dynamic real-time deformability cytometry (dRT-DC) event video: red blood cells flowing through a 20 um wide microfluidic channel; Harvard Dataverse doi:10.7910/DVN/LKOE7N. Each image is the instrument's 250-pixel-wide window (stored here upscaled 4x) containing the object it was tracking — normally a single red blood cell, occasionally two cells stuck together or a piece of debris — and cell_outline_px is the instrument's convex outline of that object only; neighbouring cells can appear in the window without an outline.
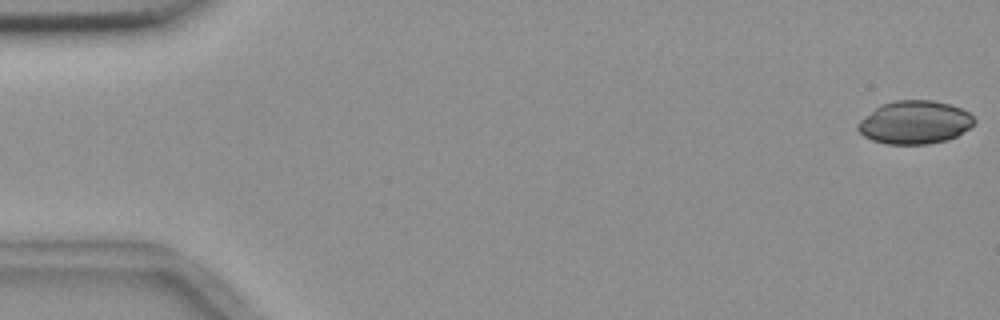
{"species": "common noctule bat (a hibernating species)", "species_latin": "Nyctalus noctula", "temperature_condition": "room temperature", "stored_images_in_passage": 6, "camera_frame_rate_fps": 3000, "um_per_image_px": 0.085, "animal": {"sex": "female", "body_mass_g": 18.4}, "frame": {"image": 1, "passage_image": 1, "time_ms": 0.0, "image_size_px": [1000, 320], "cell_outline_px": [[976, 120], [968, 128], [956, 136], [944, 140], [928, 144], [888, 144], [872, 140], [864, 136], [856, 128], [856, 124], [864, 116], [880, 104], [896, 100], [932, 100], [952, 104], [968, 112]], "centroid_in_image_um": [77.72, 10.39], "position_along_channel_um": 7.3, "area_um2": 29.25}}
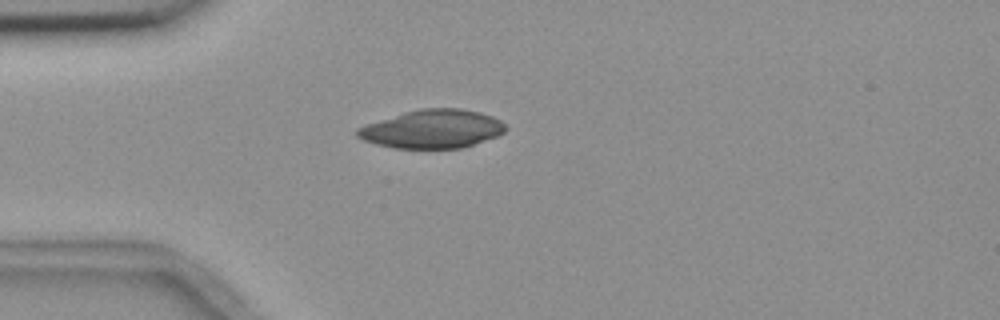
{"frame": {"image": 2, "passage_image": 5, "time_ms": 4.667, "image_size_px": [1000, 320], "cell_outline_px": [[508, 128], [504, 132], [496, 136], [460, 148], [392, 148], [376, 144], [364, 140], [356, 136], [356, 128], [404, 112], [420, 108], [460, 108], [480, 112], [492, 116], [500, 120]], "centroid_in_image_um": [36.75, 10.96], "position_along_channel_um": 48.3, "area_um2": 33.0}}